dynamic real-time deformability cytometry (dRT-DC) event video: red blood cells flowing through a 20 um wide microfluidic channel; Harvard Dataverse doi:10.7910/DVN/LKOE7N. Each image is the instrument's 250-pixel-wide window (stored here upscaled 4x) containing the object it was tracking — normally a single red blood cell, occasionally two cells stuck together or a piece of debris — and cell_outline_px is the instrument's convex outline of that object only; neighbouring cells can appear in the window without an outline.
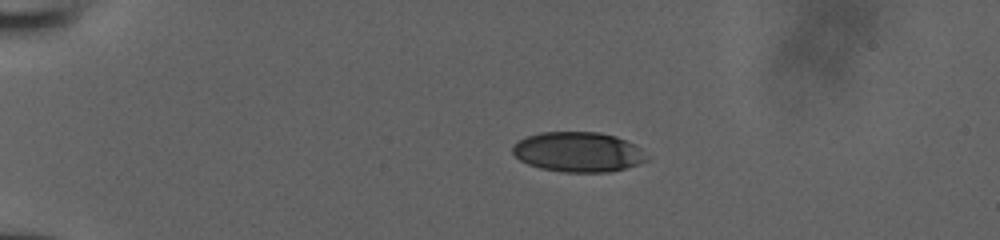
{"species": "human", "species_latin": "Homo sapiens", "temperature_condition": "room temperature", "stored_images_in_passage": 40, "camera_frame_rate_fps": 3000, "um_per_image_px": 0.085, "donor": {"sex": "male"}, "frame": {"image": 1, "passage_image": 1, "time_ms": 0.0, "image_size_px": [1000, 240], "cell_outline_px": [[648, 160], [624, 168], [608, 172], [560, 172], [540, 168], [528, 164], [520, 160], [512, 152], [512, 148], [524, 136], [540, 132], [600, 132], [616, 136], [640, 148], [648, 156]], "centroid_in_image_um": [49.12, 12.91], "position_along_channel_um": 35.9, "area_um2": 31.15}}
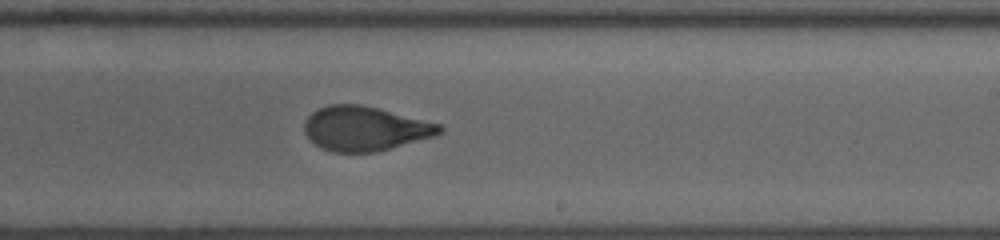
{"frame": {"image": 2, "passage_image": 22, "time_ms": 7.0, "image_size_px": [1000, 240], "cell_outline_px": [[444, 128], [436, 136], [376, 152], [332, 152], [320, 148], [304, 132], [304, 120], [312, 112], [328, 104], [360, 104], [440, 124]], "centroid_in_image_um": [31.0, 10.93], "position_along_channel_um": 258.0, "area_um2": 34.8}}
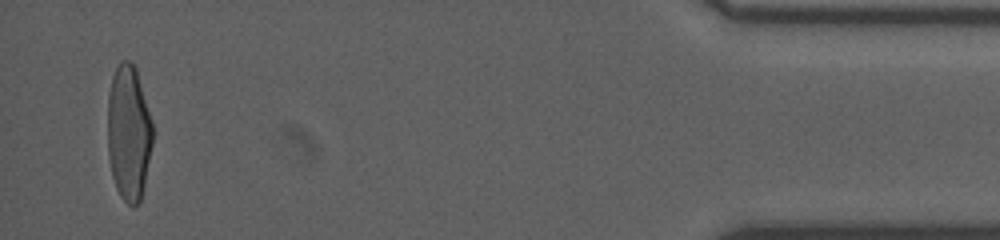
{"frame": {"image": 3, "passage_image": 39, "time_ms": 12.667, "image_size_px": [1000, 240], "cell_outline_px": [[152, 144], [144, 184], [140, 200], [132, 208], [120, 196], [116, 188], [112, 176], [108, 156], [108, 92], [112, 76], [116, 64], [120, 60], [128, 60], [136, 68], [152, 124]], "centroid_in_image_um": [10.91, 11.27], "position_along_channel_um": 424.3, "area_um2": 35.43}}